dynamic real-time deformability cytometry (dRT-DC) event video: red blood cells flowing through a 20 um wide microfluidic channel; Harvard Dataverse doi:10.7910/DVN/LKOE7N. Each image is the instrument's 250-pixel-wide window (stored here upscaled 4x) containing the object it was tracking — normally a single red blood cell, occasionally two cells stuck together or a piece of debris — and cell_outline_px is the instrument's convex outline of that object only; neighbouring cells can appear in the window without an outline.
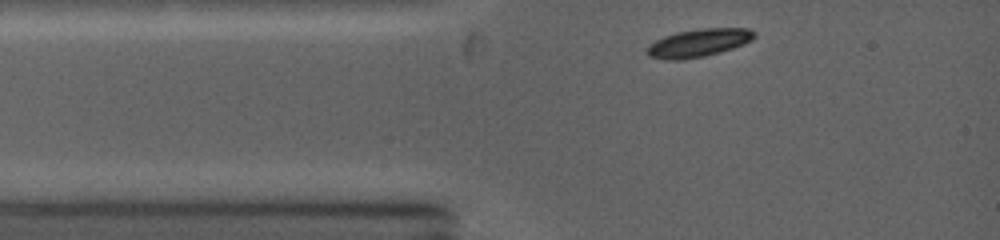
{"species": "common noctule bat (a hibernating species)", "species_latin": "Nyctalus noctula", "temperature_condition": "warm", "stored_images_in_passage": 4, "camera_frame_rate_fps": 5000, "um_per_image_px": 0.085, "animal": {"sex": "female", "body_mass_g": 19.0, "forearm_length_mm": 53.3}, "frame": {"image": 1, "passage_image": 1, "time_ms": 0.0, "image_size_px": [1000, 240], "cell_outline_px": [[756, 36], [732, 48], [704, 56], [680, 60], [668, 60], [648, 56], [648, 48], [656, 40], [664, 36], [676, 32], [700, 28], [748, 28], [756, 32]], "centroid_in_image_um": [59.37, 3.63], "position_along_channel_um": 25.6, "area_um2": 17.11}}
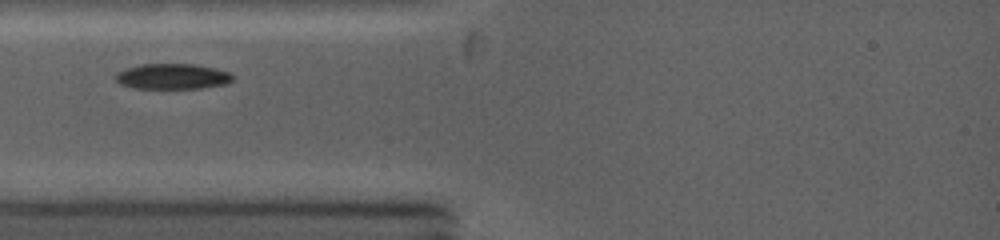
{"frame": {"image": 2, "passage_image": 3, "time_ms": 1.4, "image_size_px": [1000, 240], "cell_outline_px": [[232, 80], [224, 84], [200, 88], [136, 88], [124, 84], [116, 80], [116, 72], [140, 64], [192, 64], [212, 68], [228, 72], [232, 76]], "centroid_in_image_um": [14.64, 6.49], "position_along_channel_um": 70.4, "area_um2": 16.94}}